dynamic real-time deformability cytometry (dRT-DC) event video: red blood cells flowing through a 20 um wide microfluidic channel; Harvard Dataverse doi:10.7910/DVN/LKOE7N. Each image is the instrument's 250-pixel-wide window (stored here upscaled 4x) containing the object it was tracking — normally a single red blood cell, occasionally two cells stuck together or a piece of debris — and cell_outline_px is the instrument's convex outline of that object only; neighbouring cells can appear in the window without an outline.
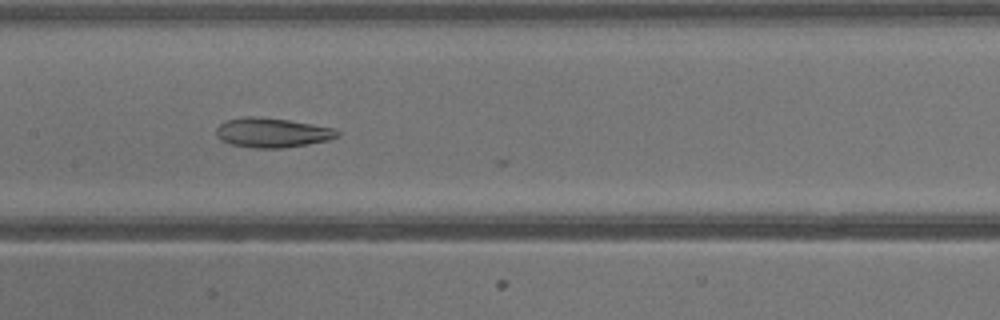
{"species": "common noctule bat (a hibernating species)", "species_latin": "Nyctalus noctula", "temperature_condition": "warm", "stored_images_in_passage": 12, "camera_frame_rate_fps": 3000, "um_per_image_px": 0.085, "animal": {"sex": "male", "body_mass_g": 13.3}, "frame": {"image": 1, "passage_image": 8, "time_ms": 2.333, "image_size_px": [1000, 320], "cell_outline_px": [[340, 136], [328, 140], [308, 144], [284, 148], [256, 148], [232, 144], [216, 136], [216, 128], [220, 124], [228, 120], [244, 116], [260, 116], [288, 120], [336, 128], [340, 132]], "centroid_in_image_um": [23.18, 11.27], "position_along_channel_um": 184.2, "area_um2": 20.87}}
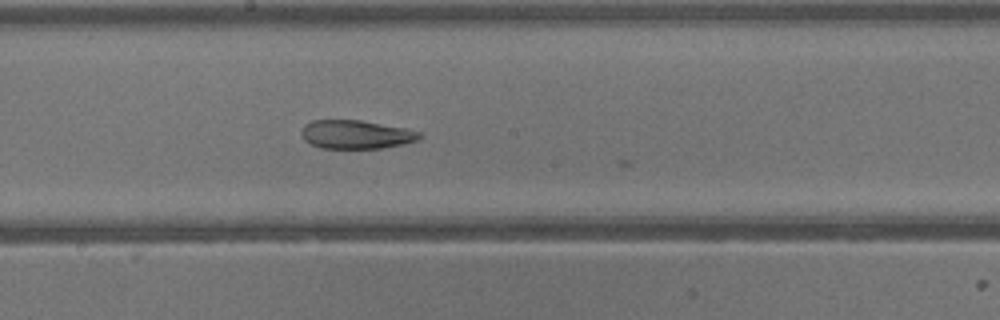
{"frame": {"image": 2, "passage_image": 10, "time_ms": 3.0, "image_size_px": [1000, 320], "cell_outline_px": [[424, 136], [416, 140], [400, 144], [380, 148], [320, 148], [304, 140], [300, 132], [304, 124], [312, 120], [360, 120], [404, 128], [424, 132]], "centroid_in_image_um": [30.25, 11.42], "position_along_channel_um": 218.0, "area_um2": 19.65}}